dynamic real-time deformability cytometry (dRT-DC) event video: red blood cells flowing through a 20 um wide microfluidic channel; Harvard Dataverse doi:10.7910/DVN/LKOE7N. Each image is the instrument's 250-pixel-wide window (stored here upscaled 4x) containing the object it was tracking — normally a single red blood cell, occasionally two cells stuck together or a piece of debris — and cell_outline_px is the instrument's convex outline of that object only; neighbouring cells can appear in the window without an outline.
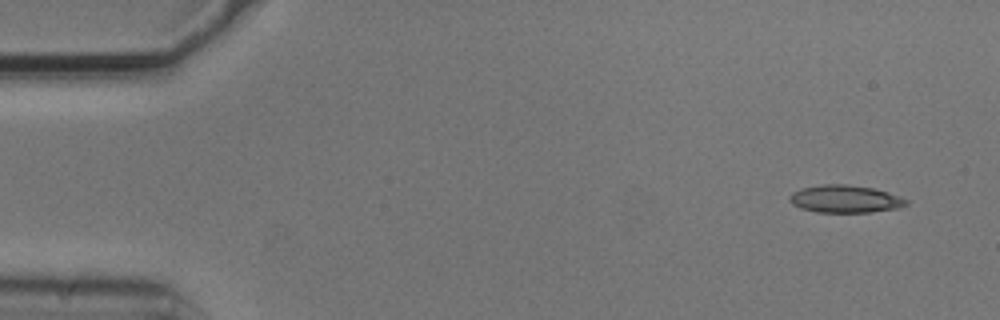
{"species": "common noctule bat (a hibernating species)", "species_latin": "Nyctalus noctula", "temperature_condition": "cold", "stored_images_in_passage": 3, "camera_frame_rate_fps": 3000, "um_per_image_px": 0.085, "animal": {"sex": "male", "body_mass_g": 20.5, "forearm_length_mm": 52.5}, "frame": {"image": 1, "passage_image": 1, "time_ms": 0.0, "image_size_px": [1000, 320], "cell_outline_px": [[908, 204], [900, 208], [872, 212], [816, 212], [800, 208], [792, 204], [788, 200], [788, 196], [792, 192], [800, 188], [824, 184], [848, 184], [872, 188], [888, 192], [900, 196], [908, 200]], "centroid_in_image_um": [71.82, 16.91], "position_along_channel_um": 13.2, "area_um2": 18.96}}